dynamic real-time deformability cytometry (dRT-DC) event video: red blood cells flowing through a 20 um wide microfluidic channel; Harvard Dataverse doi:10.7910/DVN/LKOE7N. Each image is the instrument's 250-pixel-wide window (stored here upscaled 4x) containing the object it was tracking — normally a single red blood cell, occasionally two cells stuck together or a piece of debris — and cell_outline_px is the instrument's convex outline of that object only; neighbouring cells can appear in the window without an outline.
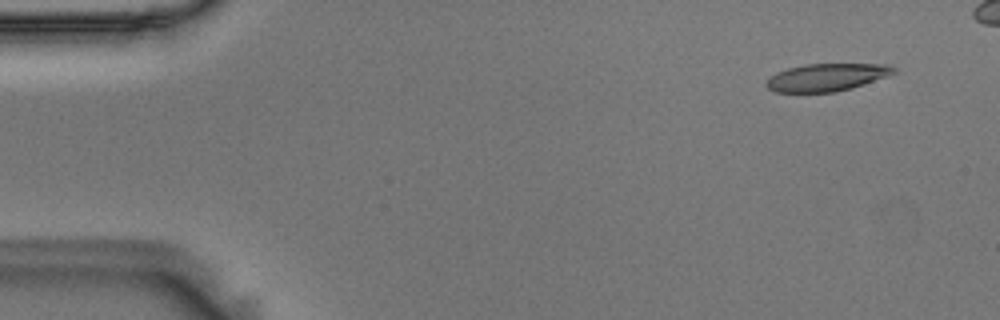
{"species": "Egyptian fruit bat (a non-hibernating species)", "species_latin": "Rousettus aegyptiacus", "temperature_condition": "room temperature", "stored_images_in_passage": 48, "camera_frame_rate_fps": 3000, "um_per_image_px": 0.085, "animal": {"sex": "male"}, "frame": {"image": 1, "passage_image": 1, "time_ms": 0.0, "image_size_px": [1000, 320], "cell_outline_px": [[896, 72], [852, 88], [832, 92], [776, 92], [768, 88], [764, 84], [776, 72], [788, 68], [804, 64], [888, 64], [896, 68]], "centroid_in_image_um": [70.24, 6.56], "position_along_channel_um": 14.8, "area_um2": 20.23}}
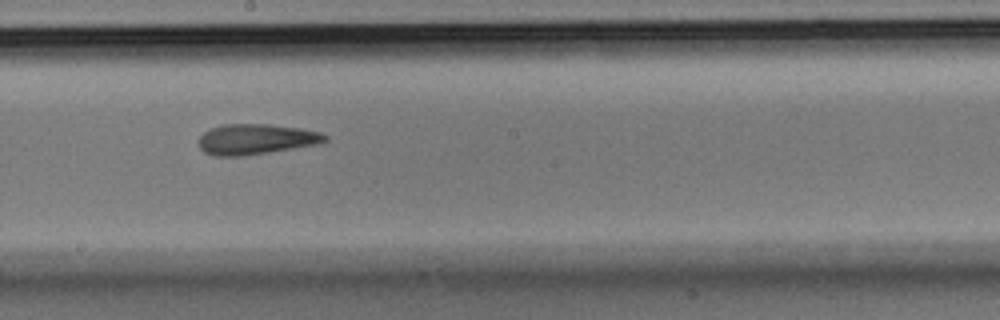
{"frame": {"image": 2, "passage_image": 27, "time_ms": 8.667, "image_size_px": [1000, 320], "cell_outline_px": [[328, 140], [316, 144], [244, 156], [212, 156], [204, 152], [200, 148], [200, 136], [204, 132], [212, 128], [224, 124], [268, 124], [296, 128], [320, 132], [328, 136]], "centroid_in_image_um": [21.73, 11.84], "position_along_channel_um": 226.5, "area_um2": 22.14}}
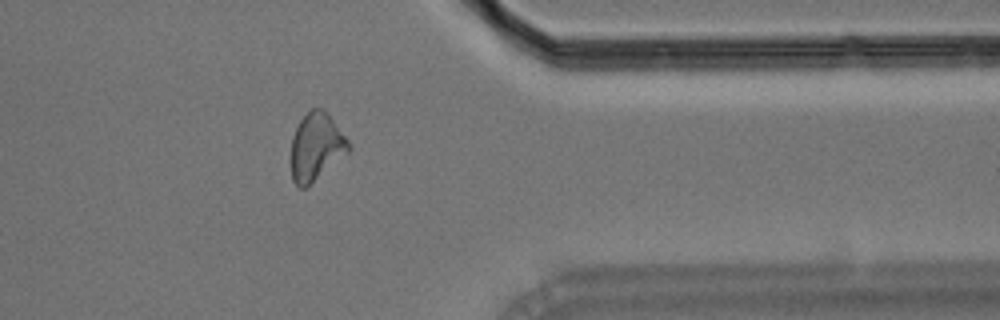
{"frame": {"image": 3, "passage_image": 41, "time_ms": 13.333, "image_size_px": [1000, 320], "cell_outline_px": [[352, 148], [348, 152], [308, 188], [300, 188], [292, 180], [292, 136], [300, 120], [312, 108], [324, 108], [348, 140]], "centroid_in_image_um": [26.88, 12.5], "position_along_channel_um": 384.5, "area_um2": 22.66}, "authors_computed_cell_mechanics": {"area_um2": 22.1952, "velocity_mm_per_s": 3.6614, "shape_relaxation_time_tau1_ms": null, "shape_relaxation_time_tau2_ms": 4.9439, "deformation_change_tau1": null, "deformation_change_tau2": 0.1645}}